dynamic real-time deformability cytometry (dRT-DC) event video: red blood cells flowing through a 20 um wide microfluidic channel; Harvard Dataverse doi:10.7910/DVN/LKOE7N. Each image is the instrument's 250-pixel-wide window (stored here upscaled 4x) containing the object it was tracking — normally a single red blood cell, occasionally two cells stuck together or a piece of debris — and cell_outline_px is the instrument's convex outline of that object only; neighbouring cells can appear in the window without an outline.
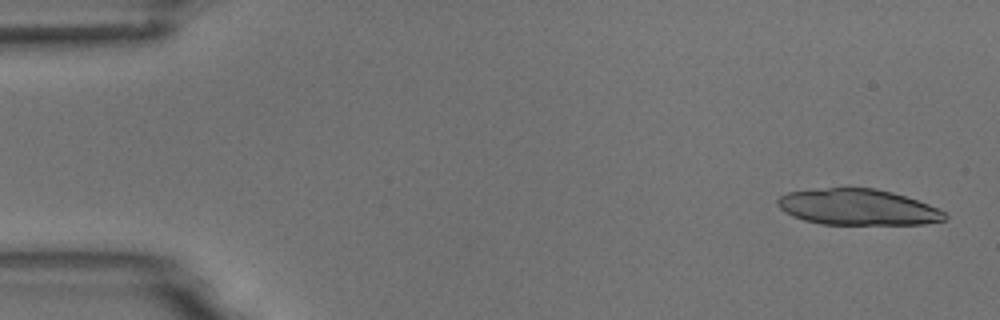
{"species": "common noctule bat (a hibernating species)", "species_latin": "Nyctalus noctula", "temperature_condition": "room temperature", "stored_images_in_passage": 18, "camera_frame_rate_fps": 3000, "um_per_image_px": 0.085, "animal": {"sex": "male", "body_mass_g": 18.8}, "frame": {"image": 1, "passage_image": 1, "time_ms": 0.0, "image_size_px": [1000, 320], "cell_outline_px": [[948, 216], [944, 220], [924, 224], [820, 224], [804, 220], [792, 216], [784, 212], [776, 204], [776, 200], [780, 196], [788, 192], [828, 188], [876, 188], [892, 192], [928, 204], [944, 212]], "centroid_in_image_um": [72.88, 17.61], "position_along_channel_um": 12.1, "area_um2": 34.91}}
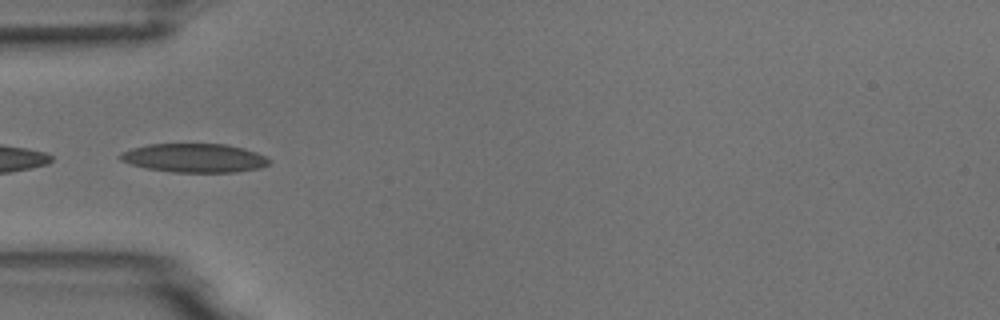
{"frame": {"image": 2, "passage_image": 16, "time_ms": 5.0, "image_size_px": [1000, 320], "cell_outline_px": [[272, 160], [268, 164], [260, 168], [236, 172], [172, 172], [144, 168], [120, 160], [116, 156], [120, 152], [132, 148], [148, 144], [224, 144], [244, 148], [256, 152]], "centroid_in_image_um": [16.49, 13.43], "position_along_channel_um": 68.5, "area_um2": 25.14}}